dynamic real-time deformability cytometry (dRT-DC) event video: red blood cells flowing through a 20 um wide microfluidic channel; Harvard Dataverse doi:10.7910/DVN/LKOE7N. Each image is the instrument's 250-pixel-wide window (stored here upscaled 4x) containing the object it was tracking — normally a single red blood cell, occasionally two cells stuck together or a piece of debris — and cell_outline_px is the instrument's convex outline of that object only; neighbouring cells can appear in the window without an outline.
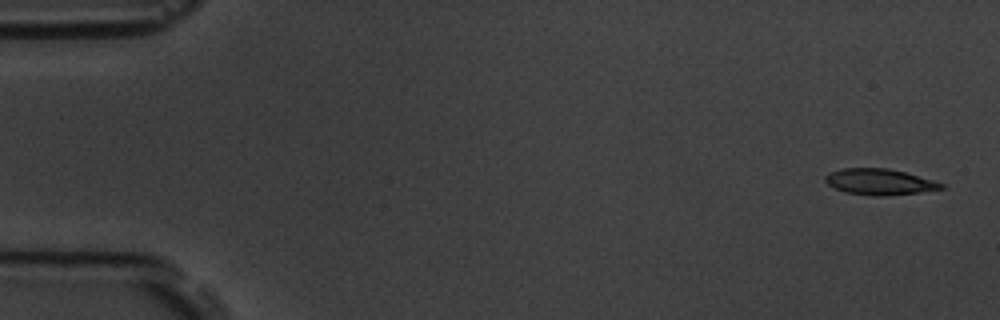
{"species": "common noctule bat (a hibernating species)", "species_latin": "Nyctalus noctula", "temperature_condition": "room temperature", "stored_images_in_passage": 5, "camera_frame_rate_fps": 3000, "um_per_image_px": 0.085, "animal": {"sex": "male", "body_mass_g": 19.5, "forearm_length_mm": 54.6}, "frame": {"image": 1, "passage_image": 1, "time_ms": 0.0, "image_size_px": [1000, 320], "cell_outline_px": [[944, 188], [920, 192], [884, 196], [868, 196], [844, 192], [828, 184], [824, 180], [824, 176], [832, 172], [844, 168], [888, 168], [904, 172], [932, 180], [944, 184]], "centroid_in_image_um": [74.73, 15.46], "position_along_channel_um": 10.3, "area_um2": 17.46}}
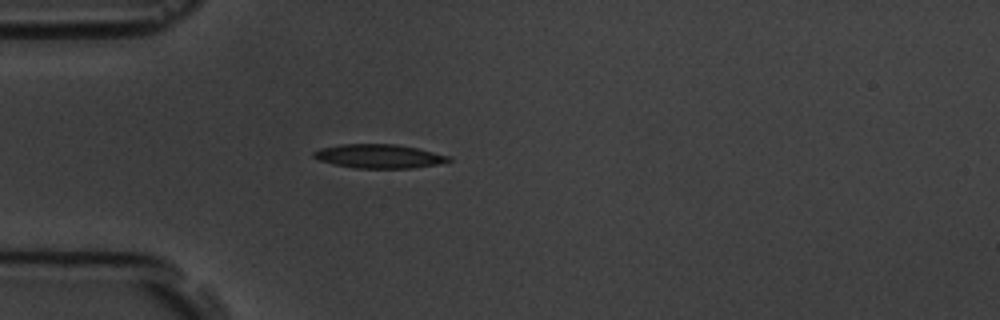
{"frame": {"image": 2, "passage_image": 5, "time_ms": 4.667, "image_size_px": [1000, 320], "cell_outline_px": [[452, 160], [436, 164], [412, 168], [356, 168], [336, 164], [320, 160], [312, 156], [312, 152], [320, 148], [340, 144], [396, 144], [416, 148], [452, 156]], "centroid_in_image_um": [32.22, 13.27], "position_along_channel_um": 52.8, "area_um2": 18.67}}